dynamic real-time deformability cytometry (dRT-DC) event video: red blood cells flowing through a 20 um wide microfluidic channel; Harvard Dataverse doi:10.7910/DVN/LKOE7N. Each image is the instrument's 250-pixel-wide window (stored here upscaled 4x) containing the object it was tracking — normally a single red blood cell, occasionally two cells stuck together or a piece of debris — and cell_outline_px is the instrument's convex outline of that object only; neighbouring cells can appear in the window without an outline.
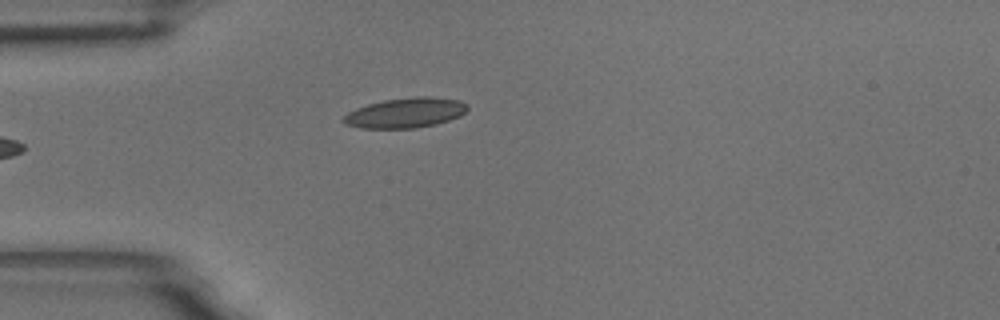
{"species": "common noctule bat (a hibernating species)", "species_latin": "Nyctalus noctula", "temperature_condition": "room temperature", "stored_images_in_passage": 5, "camera_frame_rate_fps": 3000, "um_per_image_px": 0.085, "animal": {"sex": "male", "body_mass_g": 18.8}, "frame": {"image": 1, "passage_image": 5, "time_ms": 1.333, "image_size_px": [1000, 320], "cell_outline_px": [[468, 108], [460, 116], [436, 124], [416, 128], [360, 128], [348, 124], [340, 120], [348, 112], [356, 108], [368, 104], [384, 100], [416, 96], [428, 96], [460, 100], [468, 104]], "centroid_in_image_um": [34.47, 9.58], "position_along_channel_um": 50.5, "area_um2": 21.68}}